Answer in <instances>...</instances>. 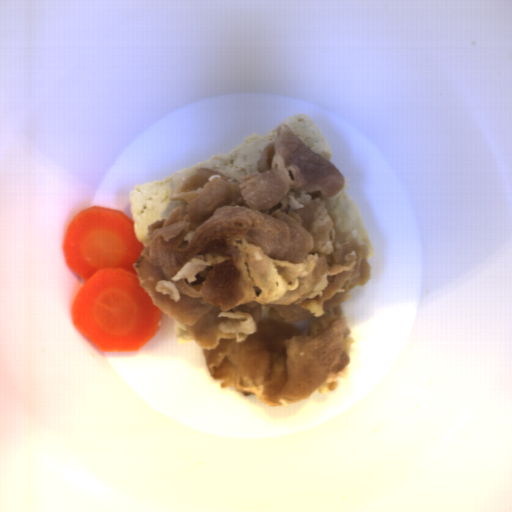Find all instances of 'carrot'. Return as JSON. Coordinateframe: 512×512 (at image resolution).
Segmentation results:
<instances>
[{
    "instance_id": "carrot-1",
    "label": "carrot",
    "mask_w": 512,
    "mask_h": 512,
    "mask_svg": "<svg viewBox=\"0 0 512 512\" xmlns=\"http://www.w3.org/2000/svg\"><path fill=\"white\" fill-rule=\"evenodd\" d=\"M144 242L122 210L92 206L72 216L62 246L82 280L70 310L77 331L106 353H134L160 331L162 310L142 288L133 263Z\"/></svg>"
}]
</instances>
